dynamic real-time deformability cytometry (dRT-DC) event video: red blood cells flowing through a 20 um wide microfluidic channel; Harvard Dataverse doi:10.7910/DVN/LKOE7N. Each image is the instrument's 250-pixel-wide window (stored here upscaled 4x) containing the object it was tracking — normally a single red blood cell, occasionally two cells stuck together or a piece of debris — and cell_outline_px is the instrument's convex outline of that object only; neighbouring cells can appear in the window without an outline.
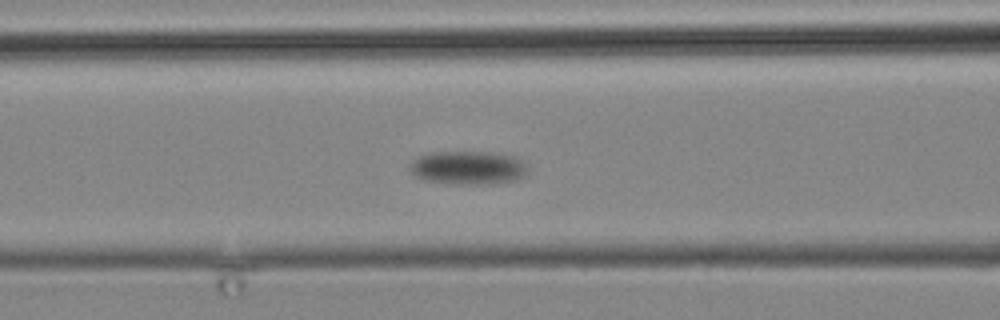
{"species": "common noctule bat (a hibernating species)", "species_latin": "Nyctalus noctula", "temperature_condition": "cold", "stored_images_in_passage": 15, "camera_frame_rate_fps": 3000, "um_per_image_px": 0.085, "animal": {"sex": "male", "body_mass_g": 19.2, "forearm_length_mm": 51.8}, "frame": {"image": 1, "passage_image": 15, "time_ms": 13.667, "image_size_px": [1000, 320], "cell_outline_px": [[524, 176], [516, 180], [492, 184], [452, 184], [424, 180], [416, 176], [408, 168], [408, 164], [412, 160], [420, 156], [432, 152], [492, 152], [512, 156], [520, 160], [524, 164]], "centroid_in_image_um": [39.72, 14.26], "position_along_channel_um": 126.9, "area_um2": 22.95}}